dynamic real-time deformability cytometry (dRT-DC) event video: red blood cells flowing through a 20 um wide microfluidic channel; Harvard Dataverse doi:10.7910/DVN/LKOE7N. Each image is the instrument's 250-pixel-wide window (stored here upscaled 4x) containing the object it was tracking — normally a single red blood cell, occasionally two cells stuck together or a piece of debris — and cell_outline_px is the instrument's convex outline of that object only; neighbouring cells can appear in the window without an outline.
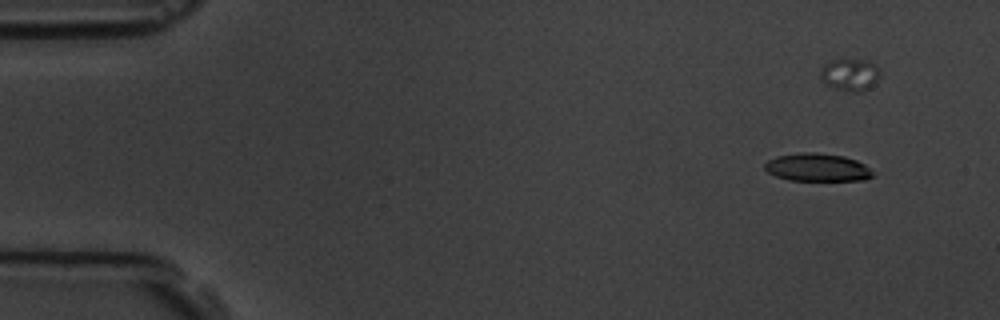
{"species": "common noctule bat (a hibernating species)", "species_latin": "Nyctalus noctula", "temperature_condition": "room temperature", "stored_images_in_passage": 6, "camera_frame_rate_fps": 3000, "um_per_image_px": 0.085, "animal": {"sex": "male", "body_mass_g": 19.5, "forearm_length_mm": 54.6}, "frame": {"image": 1, "passage_image": 2, "time_ms": 1.333, "image_size_px": [1000, 320], "cell_outline_px": [[872, 176], [864, 180], [788, 180], [776, 176], [768, 172], [764, 168], [764, 164], [768, 160], [776, 156], [800, 152], [816, 152], [844, 156], [856, 160], [864, 164], [872, 172]], "centroid_in_image_um": [69.43, 14.22], "position_along_channel_um": 15.6, "area_um2": 17.51}}